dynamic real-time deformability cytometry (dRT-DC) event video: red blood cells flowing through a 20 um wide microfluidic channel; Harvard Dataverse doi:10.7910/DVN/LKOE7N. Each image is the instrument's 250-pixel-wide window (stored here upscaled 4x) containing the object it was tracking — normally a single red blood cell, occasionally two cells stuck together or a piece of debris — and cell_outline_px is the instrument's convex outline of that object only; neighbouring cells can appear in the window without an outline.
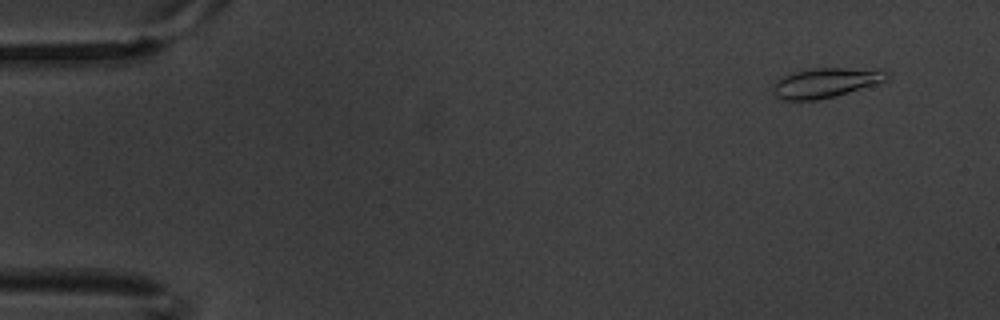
{"species": "common noctule bat (a hibernating species)", "species_latin": "Nyctalus noctula", "temperature_condition": "warm", "stored_images_in_passage": 5, "camera_frame_rate_fps": 3000, "um_per_image_px": 0.085, "animal": {"sex": "male", "body_mass_g": 20.1, "forearm_length_mm": 53.5}, "frame": {"image": 1, "passage_image": 1, "time_ms": 0.0, "image_size_px": [1000, 320], "cell_outline_px": [[892, 76], [888, 80], [836, 96], [816, 100], [780, 100], [772, 92], [772, 88], [776, 80], [780, 76], [812, 68], [844, 68], [892, 72]], "centroid_in_image_um": [70.14, 7.04], "position_along_channel_um": 14.9, "area_um2": 19.71}}